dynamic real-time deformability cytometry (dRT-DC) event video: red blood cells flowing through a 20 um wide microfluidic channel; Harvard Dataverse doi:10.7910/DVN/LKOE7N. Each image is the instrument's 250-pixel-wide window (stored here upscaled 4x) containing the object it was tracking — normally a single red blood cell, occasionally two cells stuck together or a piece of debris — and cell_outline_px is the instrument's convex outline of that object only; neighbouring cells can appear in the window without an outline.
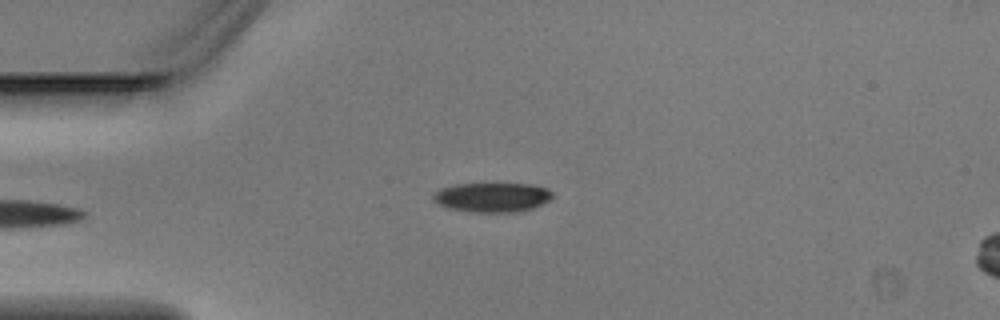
{"species": "Egyptian fruit bat (a non-hibernating species)", "species_latin": "Rousettus aegyptiacus", "temperature_condition": "warm", "stored_images_in_passage": 3, "camera_frame_rate_fps": 3000, "um_per_image_px": 0.085, "animal": {"sex": "male"}, "frame": {"image": 1, "passage_image": 3, "time_ms": 0.667, "image_size_px": [1000, 320], "cell_outline_px": [[552, 196], [548, 200], [532, 208], [516, 212], [472, 212], [448, 208], [432, 200], [432, 196], [440, 188], [456, 184], [532, 184], [548, 188], [552, 192]], "centroid_in_image_um": [41.82, 16.76], "position_along_channel_um": 43.2, "area_um2": 20.35}}